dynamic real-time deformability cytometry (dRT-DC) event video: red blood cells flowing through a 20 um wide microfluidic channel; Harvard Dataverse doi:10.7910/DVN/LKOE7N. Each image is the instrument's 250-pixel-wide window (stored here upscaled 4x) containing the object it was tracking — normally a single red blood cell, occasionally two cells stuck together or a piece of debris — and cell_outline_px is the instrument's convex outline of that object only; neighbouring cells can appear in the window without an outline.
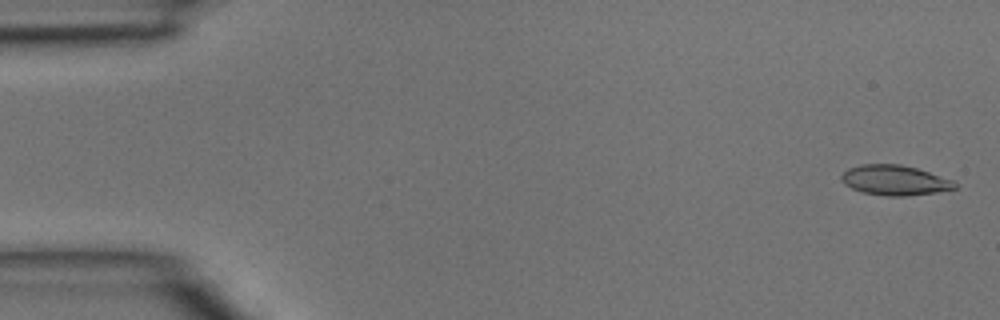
{"species": "common noctule bat (a hibernating species)", "species_latin": "Nyctalus noctula", "temperature_condition": "room temperature", "stored_images_in_passage": 4, "camera_frame_rate_fps": 3000, "um_per_image_px": 0.085, "animal": {"sex": "male", "body_mass_g": 15.6}, "frame": {"image": 1, "passage_image": 1, "time_ms": 0.0, "image_size_px": [1000, 320], "cell_outline_px": [[960, 188], [936, 192], [904, 196], [888, 196], [864, 192], [852, 188], [844, 184], [840, 180], [840, 176], [848, 168], [860, 164], [900, 164], [916, 168], [952, 180], [960, 184]], "centroid_in_image_um": [76.07, 15.32], "position_along_channel_um": 8.9, "area_um2": 19.88}}
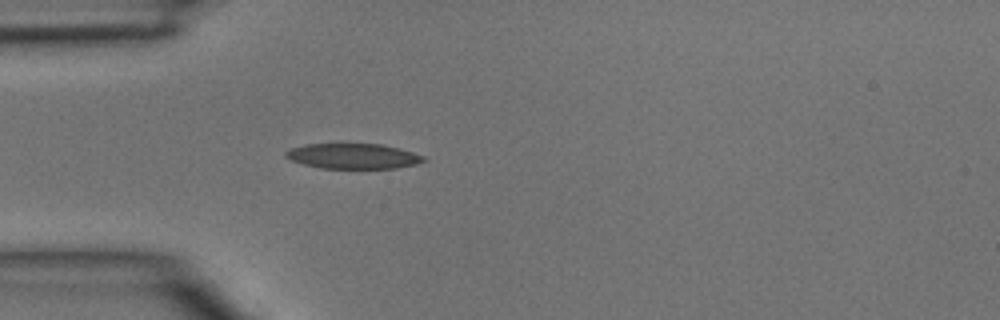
{"frame": {"image": 2, "passage_image": 4, "time_ms": 1.0, "image_size_px": [1000, 320], "cell_outline_px": [[428, 160], [416, 164], [396, 168], [320, 168], [304, 164], [292, 160], [284, 156], [284, 152], [292, 148], [308, 144], [380, 144], [400, 148], [424, 156]], "centroid_in_image_um": [30.04, 13.27], "position_along_channel_um": 55.0, "area_um2": 20.17}}